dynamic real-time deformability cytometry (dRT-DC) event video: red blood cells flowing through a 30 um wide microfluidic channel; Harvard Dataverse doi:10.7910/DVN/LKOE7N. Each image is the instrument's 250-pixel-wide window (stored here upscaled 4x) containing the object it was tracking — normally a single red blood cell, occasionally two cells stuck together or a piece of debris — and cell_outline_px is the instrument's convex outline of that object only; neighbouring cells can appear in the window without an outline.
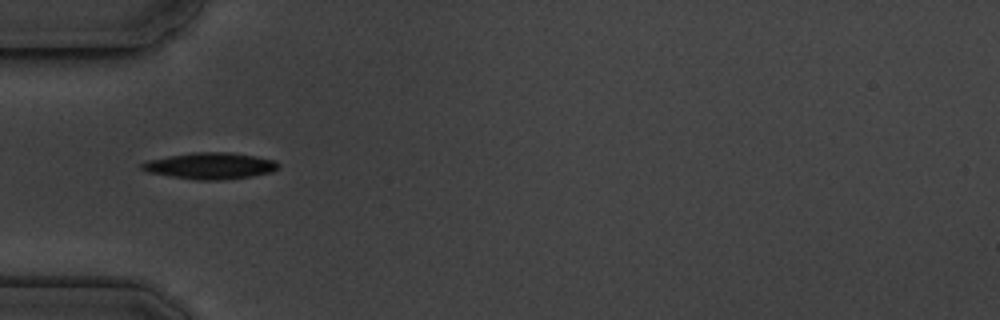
{"species": "common noctule bat (a hibernating species)", "species_latin": "Nyctalus noctula", "temperature_condition": "cold", "stored_images_in_passage": 3, "camera_frame_rate_fps": 3000, "um_per_image_px": 0.085, "animal": {"sex": "male", "body_mass_g": 19.5, "forearm_length_mm": 54.6}, "frame": {"image": 1, "passage_image": 1, "time_ms": 0.0, "image_size_px": [1000, 320], "cell_outline_px": [[280, 168], [272, 172], [252, 176], [220, 180], [196, 180], [148, 172], [140, 168], [140, 164], [144, 160], [192, 152], [232, 152], [256, 156], [276, 160], [280, 164]], "centroid_in_image_um": [17.89, 14.08], "position_along_channel_um": 67.1, "area_um2": 21.27}}
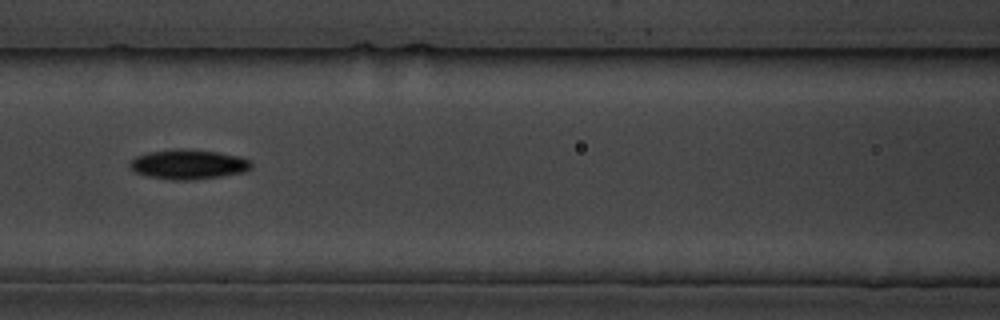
{"frame": {"image": 2, "passage_image": 3, "time_ms": 2.333, "image_size_px": [1000, 320], "cell_outline_px": [[252, 168], [244, 172], [220, 176], [192, 180], [172, 180], [148, 176], [136, 172], [128, 164], [136, 156], [148, 152], [172, 148], [184, 148], [220, 152], [240, 156], [248, 160], [252, 164]], "centroid_in_image_um": [16.02, 13.95], "position_along_channel_um": 150.6, "area_um2": 21.15}}